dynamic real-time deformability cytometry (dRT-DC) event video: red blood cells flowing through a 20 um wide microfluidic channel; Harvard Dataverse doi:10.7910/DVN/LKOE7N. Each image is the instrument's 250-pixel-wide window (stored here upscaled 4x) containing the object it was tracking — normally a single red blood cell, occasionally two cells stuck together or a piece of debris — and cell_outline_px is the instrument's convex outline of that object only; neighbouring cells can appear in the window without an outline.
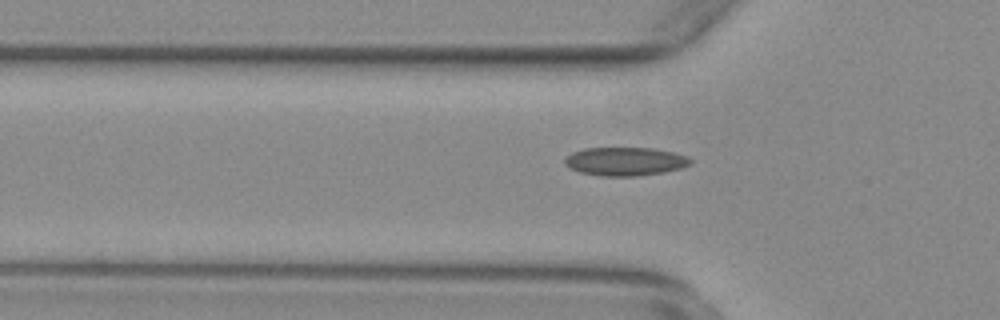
{"species": "common noctule bat (a hibernating species)", "species_latin": "Nyctalus noctula", "temperature_condition": "warm", "stored_images_in_passage": 47, "camera_frame_rate_fps": 3000, "um_per_image_px": 0.085, "animal": {"sex": "female", "body_mass_g": 29.2, "forearm_length_mm": 56.3}, "frame": {"image": 1, "passage_image": 10, "time_ms": 3.0, "image_size_px": [1000, 320], "cell_outline_px": [[692, 160], [688, 164], [680, 168], [660, 172], [636, 176], [600, 176], [580, 172], [568, 168], [564, 164], [564, 160], [572, 152], [584, 148], [652, 148], [672, 152], [688, 156]], "centroid_in_image_um": [53.08, 13.72], "position_along_channel_um": 72.7, "area_um2": 20.69}}
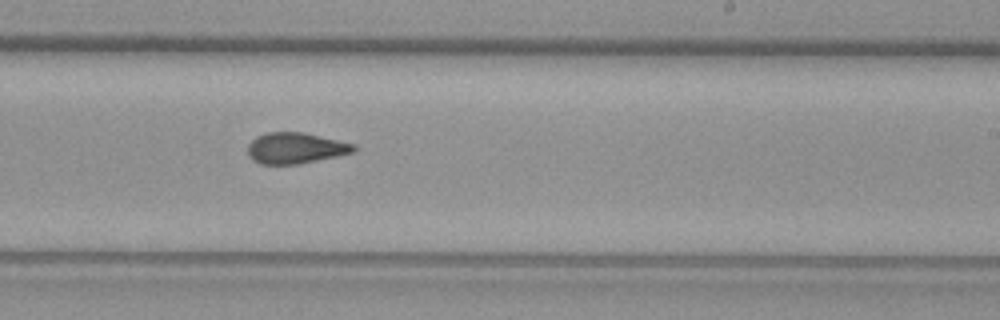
{"frame": {"image": 2, "passage_image": 25, "time_ms": 8.0, "image_size_px": [1000, 320], "cell_outline_px": [[356, 152], [296, 164], [260, 164], [252, 160], [248, 156], [248, 144], [256, 136], [268, 132], [304, 132], [356, 144]], "centroid_in_image_um": [25.11, 12.58], "position_along_channel_um": 263.9, "area_um2": 19.19}}
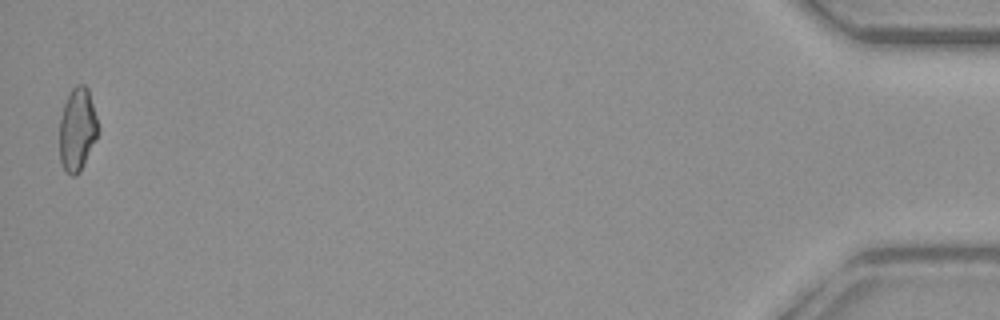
{"frame": {"image": 3, "passage_image": 46, "time_ms": 15.0, "image_size_px": [1000, 320], "cell_outline_px": [[96, 140], [80, 172], [76, 176], [72, 176], [64, 172], [60, 160], [60, 116], [64, 104], [72, 88], [76, 84], [84, 84], [88, 88], [96, 116]], "centroid_in_image_um": [6.55, 11.03], "position_along_channel_um": 428.7, "area_um2": 18.55}, "authors_computed_cell_mechanics": {"area_um2": 19.1896, "velocity_mm_per_s": 3.8134, "shape_relaxation_time_tau1_ms": null, "shape_relaxation_time_tau2_ms": 1.6964, "deformation_change_tau1": null, "deformation_change_tau2": 0.0733}}